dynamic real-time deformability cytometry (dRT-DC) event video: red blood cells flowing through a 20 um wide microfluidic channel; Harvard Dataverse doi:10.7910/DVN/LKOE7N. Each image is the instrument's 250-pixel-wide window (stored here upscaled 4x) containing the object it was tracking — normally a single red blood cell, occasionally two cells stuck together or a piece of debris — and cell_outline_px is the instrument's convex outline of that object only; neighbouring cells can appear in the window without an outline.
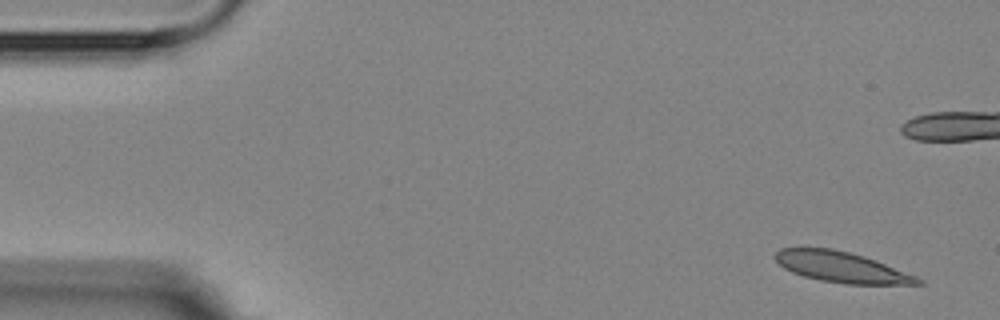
{"species": "Egyptian fruit bat (a non-hibernating species)", "species_latin": "Rousettus aegyptiacus", "temperature_condition": "room temperature", "stored_images_in_passage": 6, "camera_frame_rate_fps": 3000, "um_per_image_px": 0.085, "animal": {"sex": "female"}, "frame": {"image": 1, "passage_image": 1, "time_ms": 0.0, "image_size_px": [1000, 320], "cell_outline_px": [[924, 284], [844, 284], [820, 280], [804, 276], [792, 272], [784, 268], [772, 256], [780, 248], [832, 248], [864, 256], [916, 276], [924, 280]], "centroid_in_image_um": [71.51, 22.71], "position_along_channel_um": 13.5, "area_um2": 25.26}}